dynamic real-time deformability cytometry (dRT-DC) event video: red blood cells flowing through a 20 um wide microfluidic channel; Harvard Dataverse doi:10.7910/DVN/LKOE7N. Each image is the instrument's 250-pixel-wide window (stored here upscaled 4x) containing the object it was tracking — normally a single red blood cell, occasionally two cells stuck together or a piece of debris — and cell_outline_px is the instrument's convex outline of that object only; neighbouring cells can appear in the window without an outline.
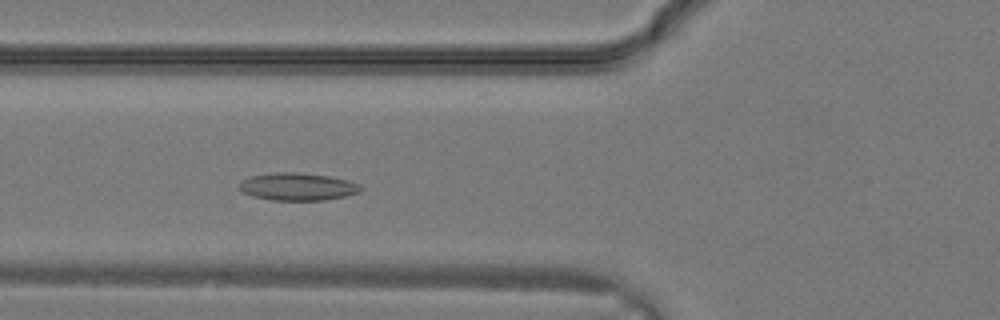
{"species": "common noctule bat (a hibernating species)", "species_latin": "Nyctalus noctula", "temperature_condition": "warm", "stored_images_in_passage": 29, "camera_frame_rate_fps": 3000, "um_per_image_px": 0.085, "animal": {"sex": "male", "body_mass_g": 19.2, "forearm_length_mm": 51.8}, "frame": {"image": 1, "passage_image": 10, "time_ms": 3.0, "image_size_px": [1000, 320], "cell_outline_px": [[364, 188], [360, 192], [344, 196], [324, 200], [272, 200], [252, 196], [244, 192], [240, 188], [240, 180], [252, 176], [276, 172], [292, 172], [328, 176], [348, 180], [360, 184]], "centroid_in_image_um": [25.32, 15.87], "position_along_channel_um": 100.5, "area_um2": 19.36}}
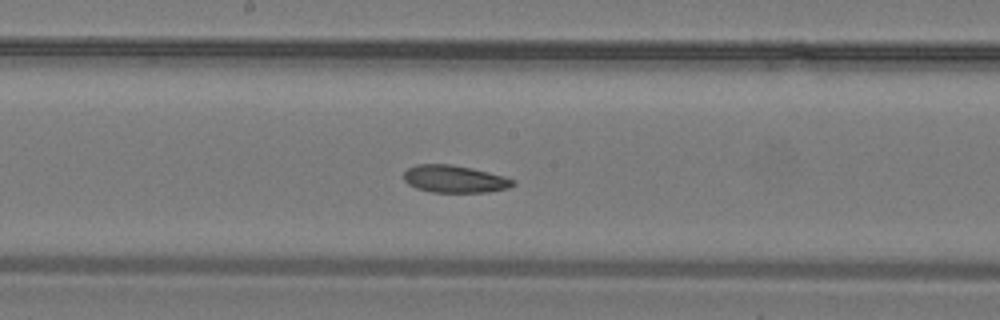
{"frame": {"image": 2, "passage_image": 15, "time_ms": 4.667, "image_size_px": [1000, 320], "cell_outline_px": [[516, 184], [508, 188], [488, 192], [432, 192], [416, 188], [408, 184], [404, 180], [404, 172], [408, 168], [416, 164], [448, 164], [472, 168], [504, 176], [516, 180]], "centroid_in_image_um": [38.65, 15.21], "position_along_channel_um": 209.6, "area_um2": 17.46}}
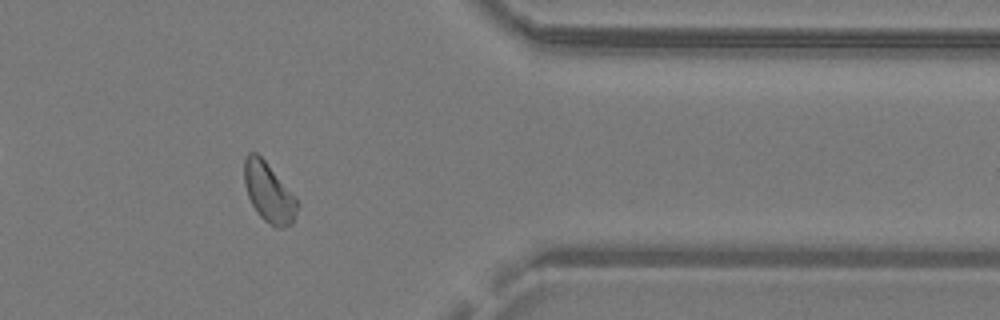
{"frame": {"image": 3, "passage_image": 24, "time_ms": 7.667, "image_size_px": [1000, 320], "cell_outline_px": [[300, 204], [292, 224], [280, 228], [276, 228], [264, 220], [260, 216], [252, 204], [248, 196], [244, 184], [244, 156], [248, 152], [256, 152], [264, 160]], "centroid_in_image_um": [22.82, 16.37], "position_along_channel_um": 388.6, "area_um2": 18.09}}